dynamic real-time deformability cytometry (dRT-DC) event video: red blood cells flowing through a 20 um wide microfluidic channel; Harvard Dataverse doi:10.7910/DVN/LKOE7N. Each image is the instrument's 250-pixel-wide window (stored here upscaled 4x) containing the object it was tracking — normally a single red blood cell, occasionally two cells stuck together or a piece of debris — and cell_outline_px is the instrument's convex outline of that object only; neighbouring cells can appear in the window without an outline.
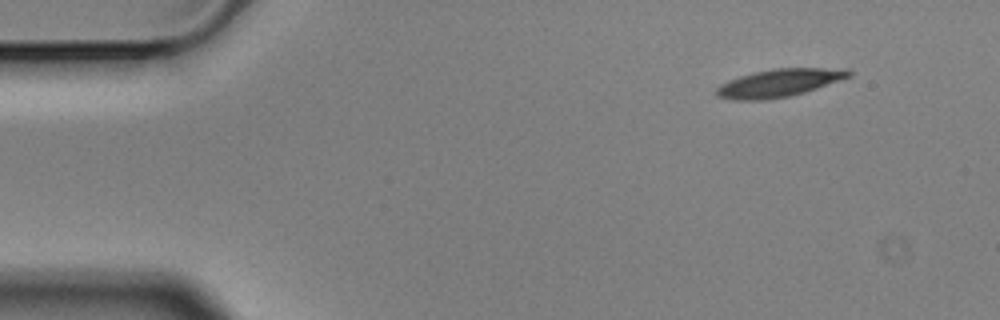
{"species": "Egyptian fruit bat (a non-hibernating species)", "species_latin": "Rousettus aegyptiacus", "temperature_condition": "cold", "stored_images_in_passage": 5, "segment_of_instrument_passage": [1, 2], "camera_frame_rate_fps": 3000, "um_per_image_px": 0.085, "animal": {"sex": "male"}, "frame": {"image": 1, "passage_image": 1, "time_ms": 0.0, "image_size_px": [1000, 320], "cell_outline_px": [[852, 76], [804, 92], [788, 96], [760, 100], [732, 100], [716, 96], [716, 88], [720, 84], [728, 80], [752, 72], [772, 68], [848, 68], [852, 72]], "centroid_in_image_um": [66.21, 7.03], "position_along_channel_um": 18.8, "area_um2": 21.5}}
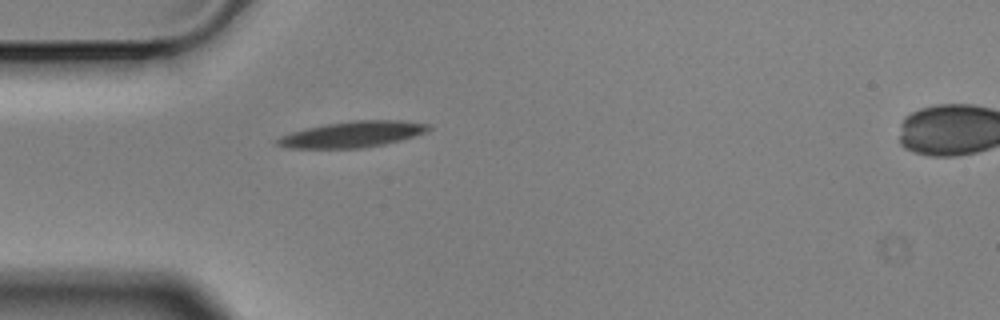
{"frame": {"image": 2, "passage_image": 4, "time_ms": 1.0, "image_size_px": [1000, 320], "cell_outline_px": [[432, 128], [428, 132], [400, 140], [384, 144], [360, 148], [284, 148], [276, 144], [276, 140], [280, 136], [304, 128], [324, 124], [352, 120], [404, 120], [432, 124]], "centroid_in_image_um": [29.99, 11.4], "position_along_channel_um": 55.0, "area_um2": 23.18}}